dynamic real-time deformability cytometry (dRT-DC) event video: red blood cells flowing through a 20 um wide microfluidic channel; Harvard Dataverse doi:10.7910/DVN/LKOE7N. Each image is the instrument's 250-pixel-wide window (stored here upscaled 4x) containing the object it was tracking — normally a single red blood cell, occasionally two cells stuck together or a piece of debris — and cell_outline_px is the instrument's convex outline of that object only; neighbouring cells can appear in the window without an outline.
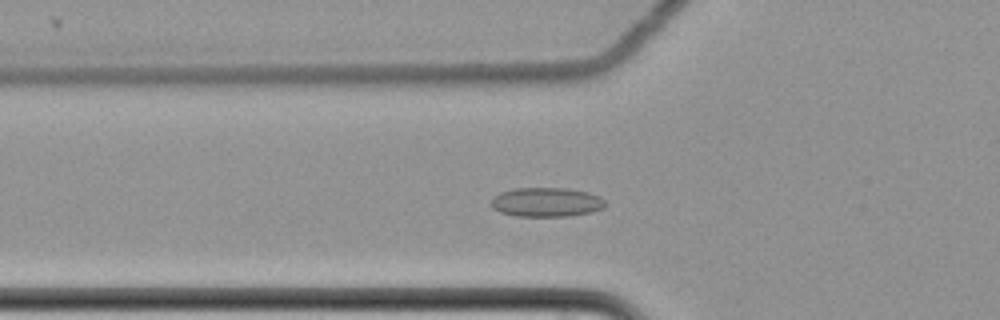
{"species": "common noctule bat (a hibernating species)", "species_latin": "Nyctalus noctula", "temperature_condition": "cold", "stored_images_in_passage": 45, "camera_frame_rate_fps": 3000, "um_per_image_px": 0.085, "animal": {"sex": "female", "body_mass_g": 22.7, "forearm_length_mm": 54.2}, "frame": {"image": 1, "passage_image": 7, "time_ms": 2.0, "image_size_px": [1000, 320], "cell_outline_px": [[608, 204], [604, 208], [592, 212], [568, 216], [516, 216], [500, 212], [492, 208], [492, 196], [500, 192], [512, 188], [568, 188], [588, 192], [600, 196]], "centroid_in_image_um": [46.46, 17.18], "position_along_channel_um": 79.3, "area_um2": 19.71}}
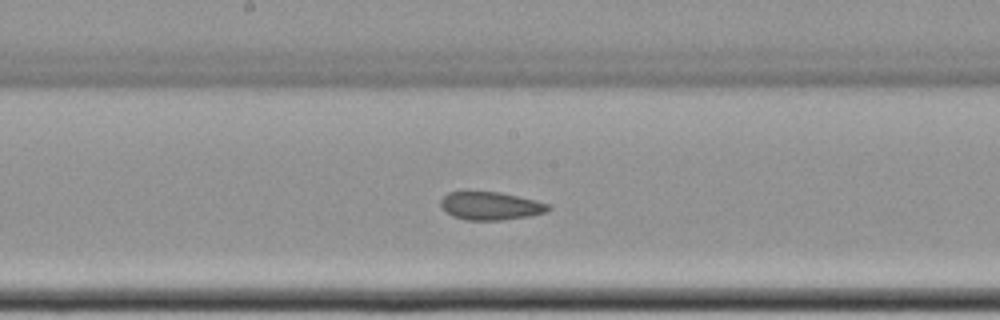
{"frame": {"image": 2, "passage_image": 18, "time_ms": 5.667, "image_size_px": [1000, 320], "cell_outline_px": [[552, 208], [544, 212], [528, 216], [500, 220], [464, 220], [452, 216], [444, 212], [440, 208], [440, 200], [448, 192], [464, 188], [500, 192], [536, 200], [548, 204]], "centroid_in_image_um": [41.58, 17.45], "position_along_channel_um": 206.6, "area_um2": 18.38}}
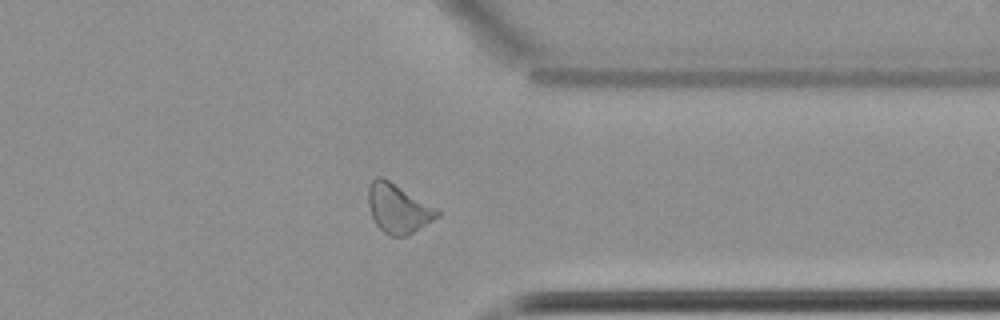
{"frame": {"image": 3, "passage_image": 33, "time_ms": 10.667, "image_size_px": [1000, 320], "cell_outline_px": [[440, 216], [408, 236], [392, 236], [384, 232], [376, 224], [372, 216], [368, 204], [368, 184], [376, 176], [380, 176], [388, 180], [440, 212]], "centroid_in_image_um": [33.8, 17.74], "position_along_channel_um": 377.6, "area_um2": 19.25}, "authors_computed_cell_mechanics": {"area_um2": 18.8428, "velocity_mm_per_s": 3.4821, "shape_relaxation_time_tau1_ms": null, "shape_relaxation_time_tau2_ms": 2.7721, "deformation_change_tau1": null, "deformation_change_tau2": 0.0806}}